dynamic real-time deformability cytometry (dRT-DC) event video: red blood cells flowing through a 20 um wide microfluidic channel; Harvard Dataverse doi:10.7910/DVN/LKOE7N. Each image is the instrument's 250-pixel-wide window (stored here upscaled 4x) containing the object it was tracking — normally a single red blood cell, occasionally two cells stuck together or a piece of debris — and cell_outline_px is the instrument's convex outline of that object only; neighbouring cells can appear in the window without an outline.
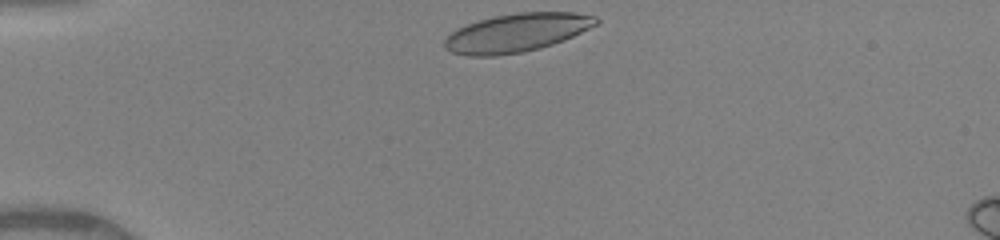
{"species": "human", "species_latin": "Homo sapiens", "temperature_condition": "warm", "stored_images_in_passage": 33, "camera_frame_rate_fps": 3000, "um_per_image_px": 0.085, "donor": {"sex": "female"}, "frame": {"image": 1, "passage_image": 1, "time_ms": 0.0, "image_size_px": [1000, 240], "cell_outline_px": [[600, 20], [596, 24], [564, 40], [540, 48], [524, 52], [496, 56], [468, 56], [452, 52], [444, 48], [444, 40], [456, 28], [492, 16], [516, 12], [572, 12], [596, 16]], "centroid_in_image_um": [43.89, 2.78], "position_along_channel_um": 41.1, "area_um2": 33.93}}
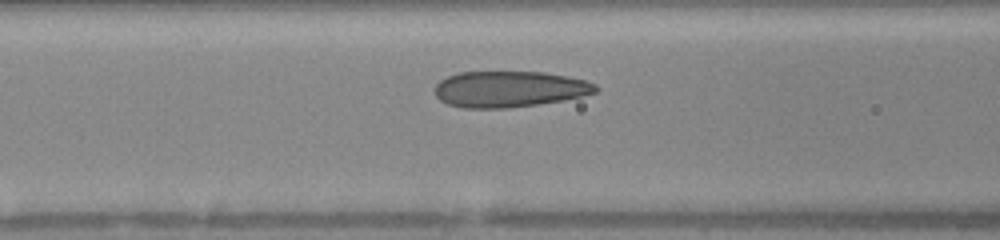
{"frame": {"image": 2, "passage_image": 10, "time_ms": 3.0, "image_size_px": [1000, 240], "cell_outline_px": [[600, 88], [596, 92], [564, 100], [508, 108], [460, 108], [448, 104], [440, 100], [436, 96], [436, 84], [440, 80], [448, 76], [460, 72], [544, 72], [568, 76], [584, 80], [596, 84]], "centroid_in_image_um": [43.29, 7.57], "position_along_channel_um": 123.3, "area_um2": 33.81}}
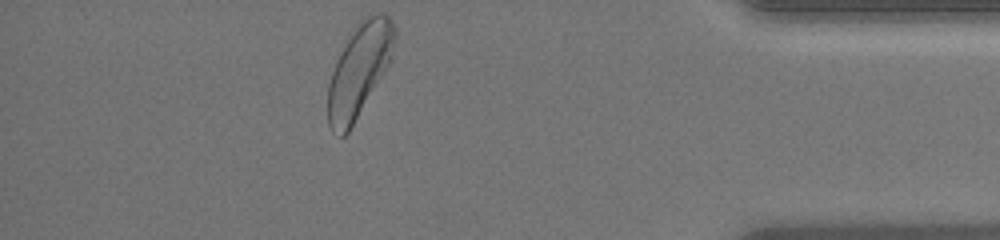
{"frame": {"image": 3, "passage_image": 33, "time_ms": 10.667, "image_size_px": [1000, 240], "cell_outline_px": [[396, 36], [392, 56], [388, 64], [348, 132], [344, 136], [340, 136], [332, 132], [328, 124], [328, 84], [336, 60], [348, 32], [368, 12], [384, 12], [392, 20], [396, 28]], "centroid_in_image_um": [30.52, 5.86], "position_along_channel_um": 404.7, "area_um2": 36.3}, "authors_computed_cell_mechanics": {"area_um2": 33.9286, "velocity_mm_per_s": 4.1041, "shape_relaxation_time_tau1_ms": 4.1491, "shape_relaxation_time_tau2_ms": null, "deformation_change_tau1": 0.148, "deformation_change_tau2": null}}